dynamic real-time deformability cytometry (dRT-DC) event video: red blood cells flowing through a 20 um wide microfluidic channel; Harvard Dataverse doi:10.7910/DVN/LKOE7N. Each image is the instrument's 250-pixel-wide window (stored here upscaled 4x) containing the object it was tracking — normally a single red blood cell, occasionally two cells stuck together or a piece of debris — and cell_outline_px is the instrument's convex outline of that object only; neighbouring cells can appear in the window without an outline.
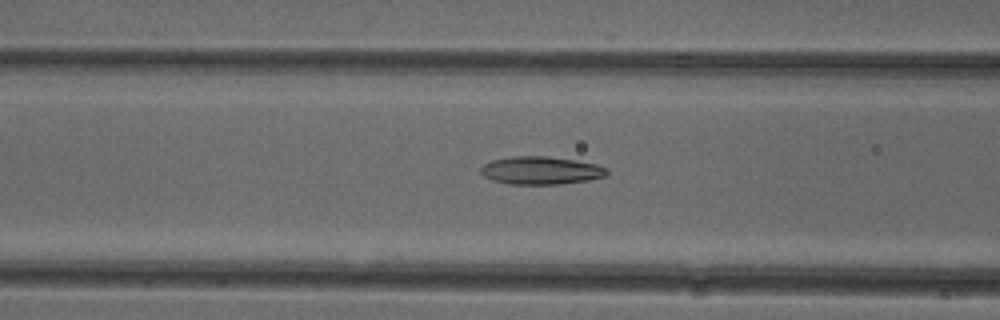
{"species": "common noctule bat (a hibernating species)", "species_latin": "Nyctalus noctula", "temperature_condition": "cold", "stored_images_in_passage": 52, "camera_frame_rate_fps": 3000, "um_per_image_px": 0.085, "animal": {"sex": "female"}, "frame": {"image": 1, "passage_image": 21, "time_ms": 6.667, "image_size_px": [1000, 320], "cell_outline_px": [[608, 172], [604, 176], [588, 180], [560, 184], [508, 184], [492, 180], [484, 176], [480, 172], [480, 168], [484, 164], [492, 160], [512, 156], [548, 156], [576, 160], [596, 164], [608, 168]], "centroid_in_image_um": [45.96, 14.48], "position_along_channel_um": 120.6, "area_um2": 20.58}}
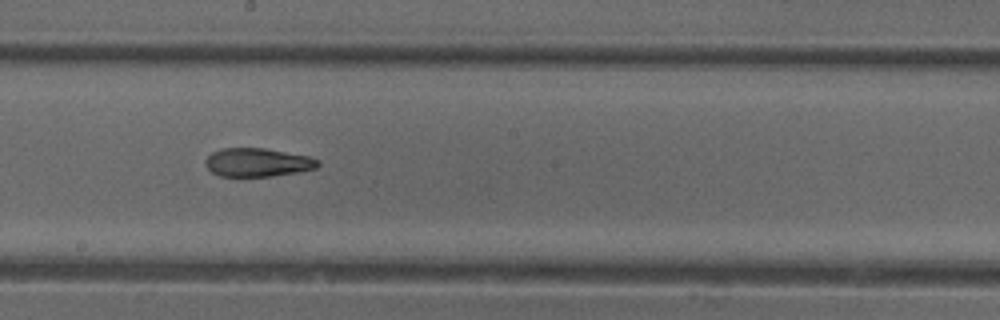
{"frame": {"image": 2, "passage_image": 29, "time_ms": 9.333, "image_size_px": [1000, 320], "cell_outline_px": [[320, 164], [316, 168], [296, 172], [272, 176], [220, 176], [212, 172], [204, 164], [204, 160], [212, 152], [220, 148], [264, 148], [308, 156], [320, 160]], "centroid_in_image_um": [21.87, 13.8], "position_along_channel_um": 226.3, "area_um2": 18.67}}
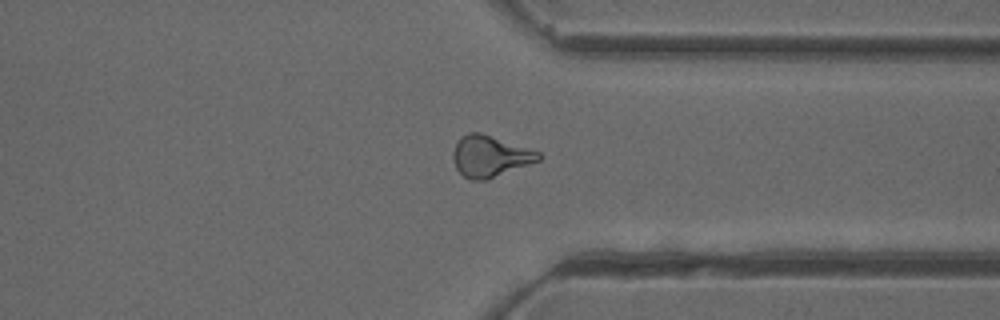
{"frame": {"image": 3, "passage_image": 40, "time_ms": 13.0, "image_size_px": [1000, 320], "cell_outline_px": [[540, 160], [488, 180], [468, 180], [456, 168], [452, 160], [452, 152], [460, 136], [468, 132], [480, 132], [540, 152]], "centroid_in_image_um": [41.61, 13.29], "position_along_channel_um": 369.8, "area_um2": 20.63}, "authors_computed_cell_mechanics": {"area_um2": 20.4612, "velocity_mm_per_s": 3.954, "shape_relaxation_time_tau1_ms": 6.0988, "shape_relaxation_time_tau2_ms": 5.1247, "deformation_change_tau1": 0.1758, "deformation_change_tau2": 0.1468}}